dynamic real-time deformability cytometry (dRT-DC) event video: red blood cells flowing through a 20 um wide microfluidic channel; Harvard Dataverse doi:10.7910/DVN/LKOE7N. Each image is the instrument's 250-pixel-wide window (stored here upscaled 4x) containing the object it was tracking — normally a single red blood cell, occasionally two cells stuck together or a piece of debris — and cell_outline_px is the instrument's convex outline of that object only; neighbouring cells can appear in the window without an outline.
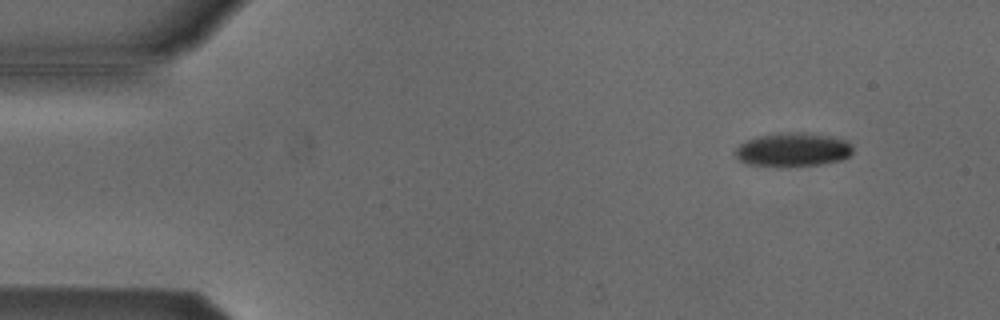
{"species": "Egyptian fruit bat (a non-hibernating species)", "species_latin": "Rousettus aegyptiacus", "temperature_condition": "cold", "stored_images_in_passage": 10, "camera_frame_rate_fps": 3000, "um_per_image_px": 0.085, "animal": {"sex": "male"}, "frame": {"image": 1, "passage_image": 2, "time_ms": 0.333, "image_size_px": [1000, 320], "cell_outline_px": [[852, 152], [848, 156], [840, 160], [820, 164], [748, 164], [740, 160], [732, 152], [740, 144], [748, 140], [760, 136], [788, 132], [804, 132], [832, 136], [848, 140], [852, 144]], "centroid_in_image_um": [67.44, 12.68], "position_along_channel_um": 17.6, "area_um2": 22.43}}
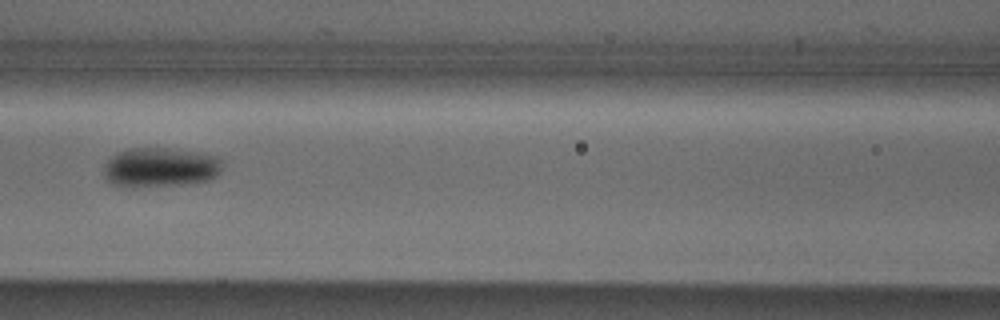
{"frame": {"image": 2, "passage_image": 7, "time_ms": 2.0, "image_size_px": [1000, 320], "cell_outline_px": [[220, 168], [216, 176], [204, 180], [180, 184], [140, 188], [128, 188], [112, 184], [104, 176], [104, 164], [116, 152], [128, 148], [168, 148], [196, 152], [220, 156]], "centroid_in_image_um": [13.54, 14.23], "position_along_channel_um": 153.1, "area_um2": 27.4}}
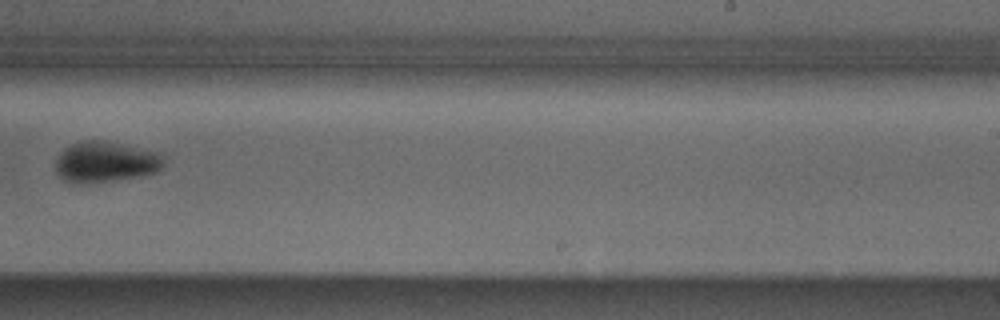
{"frame": {"image": 3, "passage_image": 10, "time_ms": 3.0, "image_size_px": [1000, 320], "cell_outline_px": [[164, 164], [156, 172], [140, 176], [116, 180], [80, 184], [76, 184], [64, 180], [56, 172], [56, 160], [60, 152], [64, 148], [72, 144], [88, 140], [104, 140], [164, 152]], "centroid_in_image_um": [9.01, 13.75], "position_along_channel_um": 280.0, "area_um2": 26.13}}